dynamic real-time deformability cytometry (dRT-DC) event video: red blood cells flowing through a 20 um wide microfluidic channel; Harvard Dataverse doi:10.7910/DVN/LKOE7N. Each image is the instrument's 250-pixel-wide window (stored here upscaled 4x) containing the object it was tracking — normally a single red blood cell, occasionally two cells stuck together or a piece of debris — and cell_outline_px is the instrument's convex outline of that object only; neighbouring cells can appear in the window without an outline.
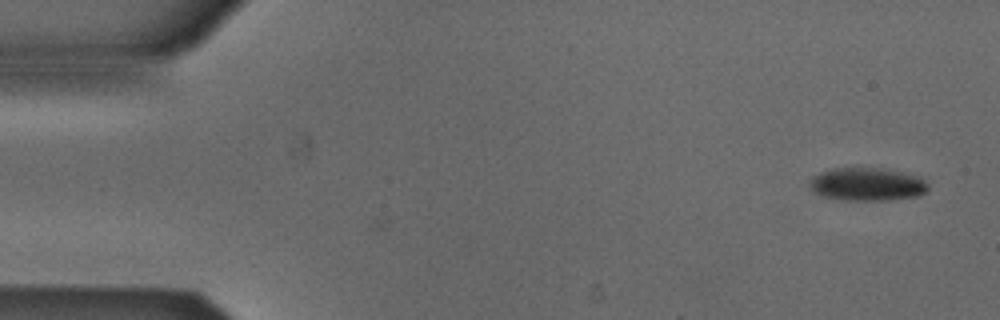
{"species": "Egyptian fruit bat (a non-hibernating species)", "species_latin": "Rousettus aegyptiacus", "temperature_condition": "cold", "stored_images_in_passage": 4, "camera_frame_rate_fps": 3000, "um_per_image_px": 0.085, "animal": {"sex": "male"}, "frame": {"image": 1, "passage_image": 1, "time_ms": 0.0, "image_size_px": [1000, 320], "cell_outline_px": [[928, 188], [920, 196], [888, 200], [844, 200], [820, 196], [812, 188], [812, 176], [820, 172], [832, 168], [880, 168], [904, 172], [924, 176], [928, 184]], "centroid_in_image_um": [73.79, 15.65], "position_along_channel_um": 11.2, "area_um2": 23.0}}
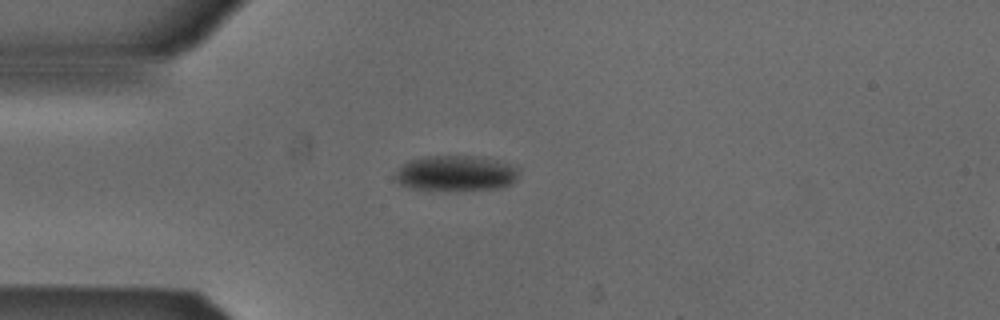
{"frame": {"image": 2, "passage_image": 4, "time_ms": 1.0, "image_size_px": [1000, 320], "cell_outline_px": [[520, 168], [516, 180], [512, 184], [500, 188], [412, 188], [400, 184], [392, 176], [408, 160], [424, 156], [472, 156], [496, 160]], "centroid_in_image_um": [38.75, 14.69], "position_along_channel_um": 46.3, "area_um2": 24.85}}